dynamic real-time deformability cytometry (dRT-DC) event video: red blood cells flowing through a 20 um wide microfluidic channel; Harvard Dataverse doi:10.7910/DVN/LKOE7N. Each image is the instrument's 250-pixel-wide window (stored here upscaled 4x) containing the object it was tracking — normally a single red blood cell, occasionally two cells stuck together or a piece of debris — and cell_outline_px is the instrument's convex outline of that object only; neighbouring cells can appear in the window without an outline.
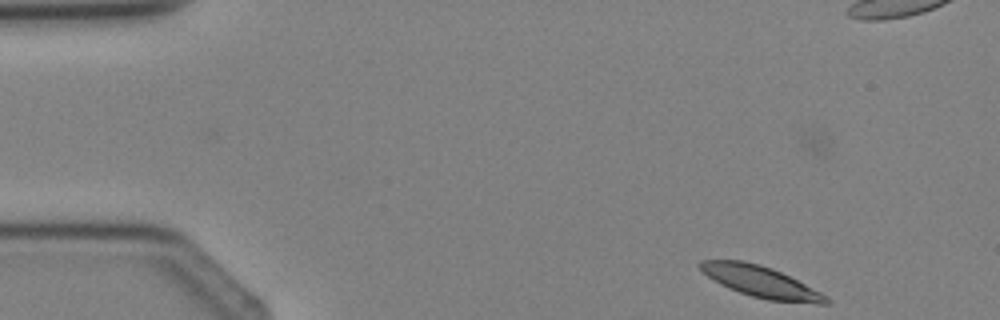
{"species": "Egyptian fruit bat (a non-hibernating species)", "species_latin": "Rousettus aegyptiacus", "temperature_condition": "cold", "stored_images_in_passage": 5, "camera_frame_rate_fps": 3000, "um_per_image_px": 0.085, "animal": {"sex": "female"}, "frame": {"image": 1, "passage_image": 1, "time_ms": 0.0, "image_size_px": [1000, 320], "cell_outline_px": [[832, 300], [828, 304], [816, 304], [768, 300], [752, 296], [728, 288], [712, 280], [696, 264], [700, 260], [744, 260], [760, 264], [772, 268], [828, 296]], "centroid_in_image_um": [64.66, 23.95], "position_along_channel_um": 20.3, "area_um2": 22.89}}
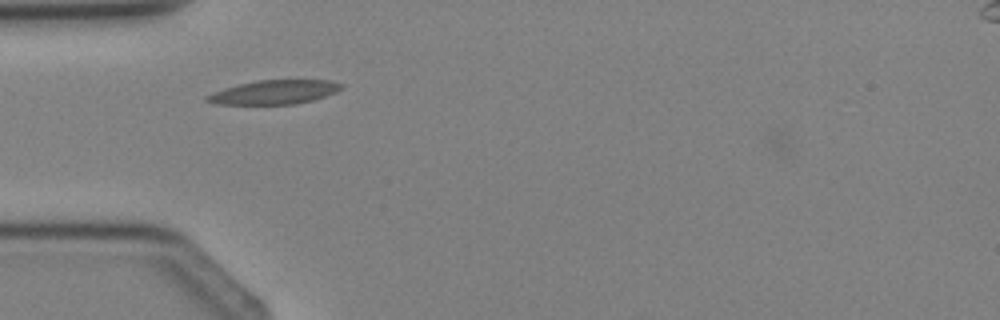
{"frame": {"image": 2, "passage_image": 4, "time_ms": 3.667, "image_size_px": [1000, 320], "cell_outline_px": [[344, 88], [336, 92], [312, 100], [296, 104], [216, 104], [204, 100], [204, 96], [212, 92], [224, 88], [240, 84], [260, 80], [332, 80], [344, 84]], "centroid_in_image_um": [23.32, 7.83], "position_along_channel_um": 61.7, "area_um2": 18.84}}
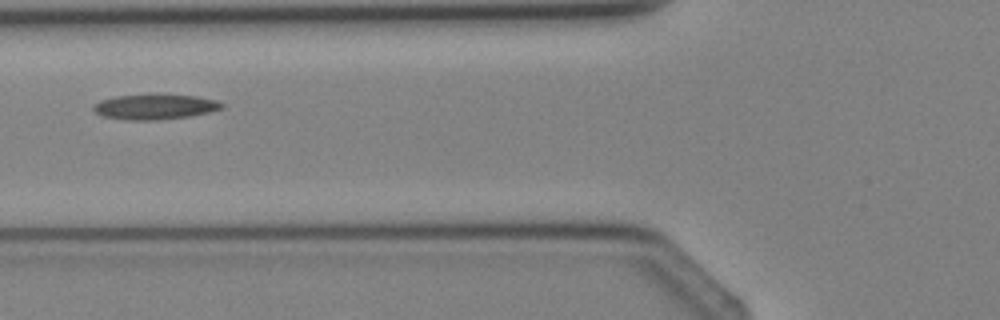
{"frame": {"image": 3, "passage_image": 5, "time_ms": 4.667, "image_size_px": [1000, 320], "cell_outline_px": [[224, 108], [208, 112], [188, 116], [156, 120], [128, 120], [104, 116], [96, 112], [92, 108], [92, 104], [100, 100], [116, 96], [156, 92], [196, 96], [216, 100], [224, 104]], "centroid_in_image_um": [13.16, 9.03], "position_along_channel_um": 112.6, "area_um2": 19.36}}